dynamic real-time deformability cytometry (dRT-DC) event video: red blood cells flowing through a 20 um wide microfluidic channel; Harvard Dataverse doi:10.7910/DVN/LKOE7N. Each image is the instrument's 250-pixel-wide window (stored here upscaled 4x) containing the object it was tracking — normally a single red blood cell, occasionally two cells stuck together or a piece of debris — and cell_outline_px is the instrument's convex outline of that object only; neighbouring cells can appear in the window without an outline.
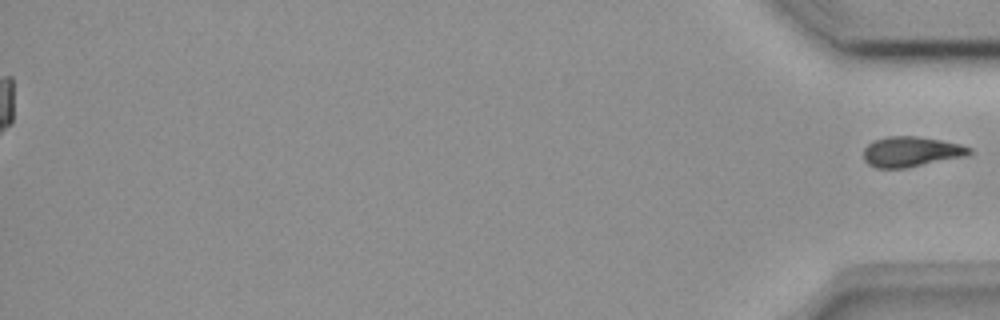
{"species": "common noctule bat (a hibernating species)", "species_latin": "Nyctalus noctula", "temperature_condition": "room temperature", "stored_images_in_passage": 48, "segment_of_instrument_passage": [2, 2], "camera_frame_rate_fps": 3000, "um_per_image_px": 0.085, "animal": {"sex": "female", "body_mass_g": 18.4}, "frame": {"image": 1, "passage_image": 48, "time_ms": 15.667, "image_size_px": [1000, 320], "cell_outline_px": [[972, 152], [968, 156], [908, 168], [876, 168], [868, 164], [864, 160], [864, 148], [868, 144], [876, 140], [888, 136], [916, 136], [940, 140], [960, 144], [972, 148]], "centroid_in_image_um": [77.48, 12.91], "position_along_channel_um": 357.7, "area_um2": 18.79}}